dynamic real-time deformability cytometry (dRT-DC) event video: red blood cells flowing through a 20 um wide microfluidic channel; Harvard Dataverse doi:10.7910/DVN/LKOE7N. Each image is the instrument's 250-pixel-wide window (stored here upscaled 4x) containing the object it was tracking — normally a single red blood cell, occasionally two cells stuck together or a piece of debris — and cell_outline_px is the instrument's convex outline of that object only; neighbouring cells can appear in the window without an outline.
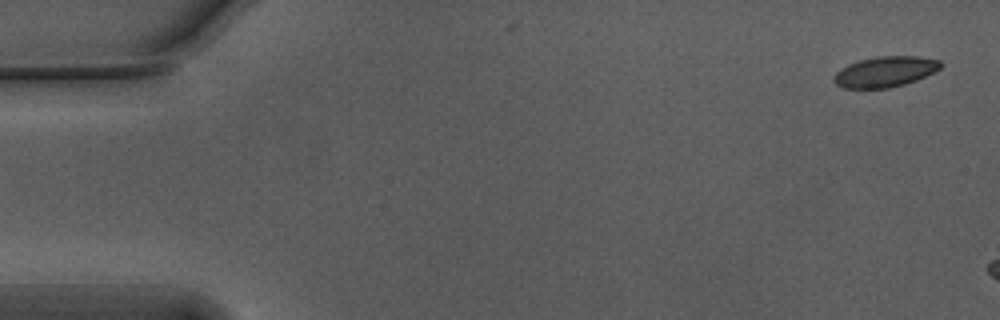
{"species": "Egyptian fruit bat (a non-hibernating species)", "species_latin": "Rousettus aegyptiacus", "temperature_condition": "warm", "stored_images_in_passage": 5, "camera_frame_rate_fps": 3000, "um_per_image_px": 0.085, "animal": {"sex": "male"}, "frame": {"image": 1, "passage_image": 1, "time_ms": 0.0, "image_size_px": [1000, 320], "cell_outline_px": [[944, 64], [940, 68], [916, 80], [904, 84], [888, 88], [844, 88], [836, 84], [832, 80], [832, 76], [840, 68], [848, 64], [860, 60], [876, 56], [916, 56], [940, 60]], "centroid_in_image_um": [75.2, 6.09], "position_along_channel_um": 9.8, "area_um2": 19.02}}